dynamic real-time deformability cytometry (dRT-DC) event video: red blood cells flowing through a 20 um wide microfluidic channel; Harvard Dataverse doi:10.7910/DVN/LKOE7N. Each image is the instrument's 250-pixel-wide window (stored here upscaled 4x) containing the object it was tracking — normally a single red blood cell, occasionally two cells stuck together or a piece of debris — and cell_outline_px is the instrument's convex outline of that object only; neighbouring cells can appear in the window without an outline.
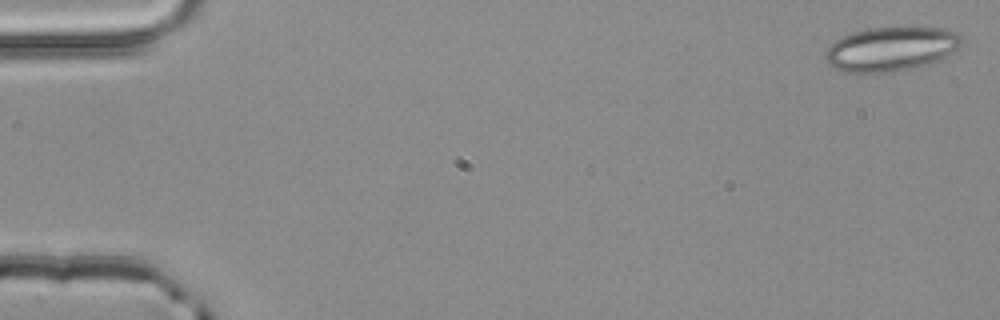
{"species": "common noctule bat (a hibernating species)", "species_latin": "Nyctalus noctula", "temperature_condition": "room temperature", "stored_images_in_passage": 3, "camera_frame_rate_fps": 3000, "um_per_image_px": 0.085, "animal": {"sex": "male", "body_mass_g": 20.4}, "frame": {"image": 1, "passage_image": 1, "time_ms": 0.0, "image_size_px": [1000, 320], "cell_outline_px": [[964, 40], [944, 60], [928, 64], [888, 72], [848, 72], [832, 68], [824, 60], [824, 52], [836, 40], [844, 36], [868, 28], [948, 28], [960, 32], [964, 36]], "centroid_in_image_um": [75.78, 4.16], "position_along_channel_um": 9.2, "area_um2": 35.14}}
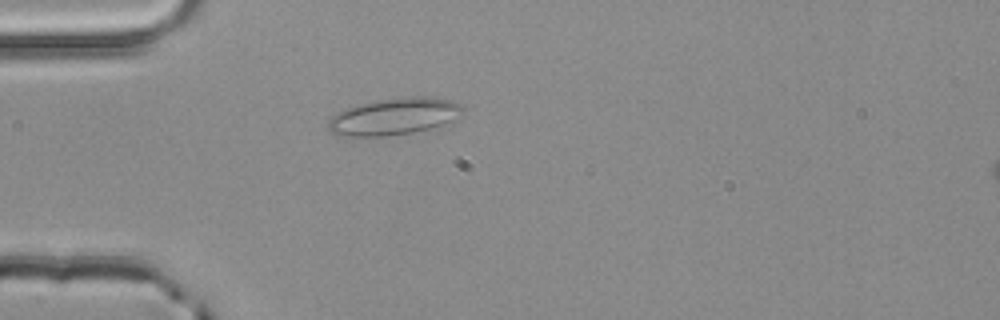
{"frame": {"image": 2, "passage_image": 3, "time_ms": 0.667, "image_size_px": [1000, 320], "cell_outline_px": [[464, 112], [452, 124], [412, 132], [384, 136], [336, 136], [328, 128], [328, 120], [332, 116], [348, 108], [360, 104], [376, 100], [408, 96], [424, 96], [452, 100], [464, 104]], "centroid_in_image_um": [33.6, 9.9], "position_along_channel_um": 51.4, "area_um2": 29.36}}